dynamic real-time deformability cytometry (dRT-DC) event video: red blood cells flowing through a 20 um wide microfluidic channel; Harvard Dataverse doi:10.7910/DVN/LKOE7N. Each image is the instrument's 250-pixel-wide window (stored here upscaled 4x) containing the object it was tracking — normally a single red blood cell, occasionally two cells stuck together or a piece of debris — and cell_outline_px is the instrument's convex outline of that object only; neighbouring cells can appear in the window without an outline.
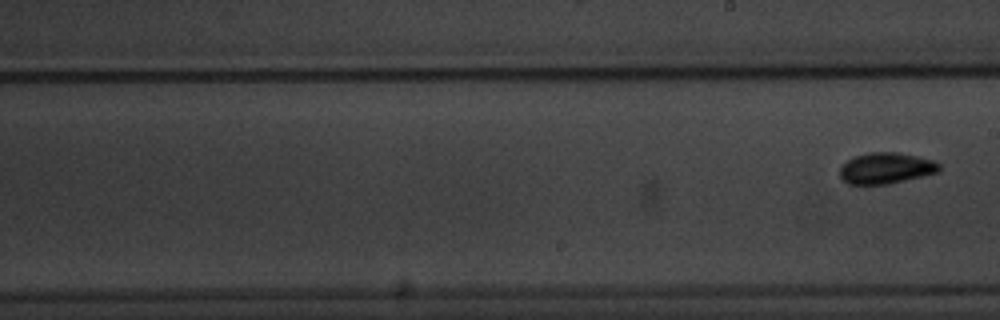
{"species": "common noctule bat (a hibernating species)", "species_latin": "Nyctalus noctula", "temperature_condition": "warm", "stored_images_in_passage": 10, "camera_frame_rate_fps": 3000, "um_per_image_px": 0.085, "animal": {"sex": "male", "body_mass_g": 20.1, "forearm_length_mm": 53.5}, "frame": {"image": 1, "passage_image": 10, "time_ms": 12.0, "image_size_px": [1000, 320], "cell_outline_px": [[940, 172], [888, 184], [848, 184], [840, 176], [840, 164], [856, 156], [868, 152], [896, 152], [916, 156], [932, 160], [940, 164]], "centroid_in_image_um": [75.3, 14.29], "position_along_channel_um": 213.7, "area_um2": 17.98}}